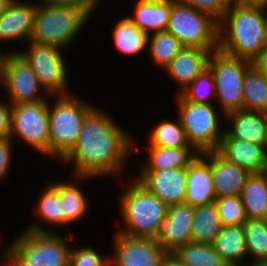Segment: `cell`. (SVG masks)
Masks as SVG:
<instances>
[{"label": "cell", "instance_id": "1", "mask_svg": "<svg viewBox=\"0 0 267 266\" xmlns=\"http://www.w3.org/2000/svg\"><path fill=\"white\" fill-rule=\"evenodd\" d=\"M107 112L96 106L85 117L76 144L59 162L64 167L72 165L71 176L113 178L114 181L125 177L126 164L134 151L139 150L141 142L137 143V136H131Z\"/></svg>", "mask_w": 267, "mask_h": 266}, {"label": "cell", "instance_id": "2", "mask_svg": "<svg viewBox=\"0 0 267 266\" xmlns=\"http://www.w3.org/2000/svg\"><path fill=\"white\" fill-rule=\"evenodd\" d=\"M267 45V9L234 2L218 21V49L252 62Z\"/></svg>", "mask_w": 267, "mask_h": 266}, {"label": "cell", "instance_id": "3", "mask_svg": "<svg viewBox=\"0 0 267 266\" xmlns=\"http://www.w3.org/2000/svg\"><path fill=\"white\" fill-rule=\"evenodd\" d=\"M123 179L118 183L124 189L117 195L121 227L117 226L116 231L130 237L156 239L167 217L168 206L134 177Z\"/></svg>", "mask_w": 267, "mask_h": 266}, {"label": "cell", "instance_id": "4", "mask_svg": "<svg viewBox=\"0 0 267 266\" xmlns=\"http://www.w3.org/2000/svg\"><path fill=\"white\" fill-rule=\"evenodd\" d=\"M24 230L2 249L1 266H69L72 232ZM67 233L70 234L67 236Z\"/></svg>", "mask_w": 267, "mask_h": 266}, {"label": "cell", "instance_id": "5", "mask_svg": "<svg viewBox=\"0 0 267 266\" xmlns=\"http://www.w3.org/2000/svg\"><path fill=\"white\" fill-rule=\"evenodd\" d=\"M101 4L103 2L98 7H74L36 2L33 28L28 42L69 50Z\"/></svg>", "mask_w": 267, "mask_h": 266}, {"label": "cell", "instance_id": "6", "mask_svg": "<svg viewBox=\"0 0 267 266\" xmlns=\"http://www.w3.org/2000/svg\"><path fill=\"white\" fill-rule=\"evenodd\" d=\"M80 94L50 96L49 159L60 162L74 147L82 130L85 117L97 106Z\"/></svg>", "mask_w": 267, "mask_h": 266}, {"label": "cell", "instance_id": "7", "mask_svg": "<svg viewBox=\"0 0 267 266\" xmlns=\"http://www.w3.org/2000/svg\"><path fill=\"white\" fill-rule=\"evenodd\" d=\"M175 96L176 115L191 147L198 154L217 151L225 128L220 121L225 119V115L221 114L216 104L194 103L181 94Z\"/></svg>", "mask_w": 267, "mask_h": 266}, {"label": "cell", "instance_id": "8", "mask_svg": "<svg viewBox=\"0 0 267 266\" xmlns=\"http://www.w3.org/2000/svg\"><path fill=\"white\" fill-rule=\"evenodd\" d=\"M166 31L185 47L218 50V21L183 0H171V12Z\"/></svg>", "mask_w": 267, "mask_h": 266}, {"label": "cell", "instance_id": "9", "mask_svg": "<svg viewBox=\"0 0 267 266\" xmlns=\"http://www.w3.org/2000/svg\"><path fill=\"white\" fill-rule=\"evenodd\" d=\"M12 48L11 52H18L30 65L41 86L50 96L73 93L69 88V64L67 65L64 55L66 49L35 42L26 43L25 50Z\"/></svg>", "mask_w": 267, "mask_h": 266}, {"label": "cell", "instance_id": "10", "mask_svg": "<svg viewBox=\"0 0 267 266\" xmlns=\"http://www.w3.org/2000/svg\"><path fill=\"white\" fill-rule=\"evenodd\" d=\"M251 66L252 62L230 56L219 49L211 53L208 68L215 80L216 105L222 114L243 109L244 77Z\"/></svg>", "mask_w": 267, "mask_h": 266}, {"label": "cell", "instance_id": "11", "mask_svg": "<svg viewBox=\"0 0 267 266\" xmlns=\"http://www.w3.org/2000/svg\"><path fill=\"white\" fill-rule=\"evenodd\" d=\"M11 139L49 158L48 100L12 105Z\"/></svg>", "mask_w": 267, "mask_h": 266}, {"label": "cell", "instance_id": "12", "mask_svg": "<svg viewBox=\"0 0 267 266\" xmlns=\"http://www.w3.org/2000/svg\"><path fill=\"white\" fill-rule=\"evenodd\" d=\"M0 90L6 93V100L11 105L34 103L50 98L33 69L18 52H10L6 56Z\"/></svg>", "mask_w": 267, "mask_h": 266}, {"label": "cell", "instance_id": "13", "mask_svg": "<svg viewBox=\"0 0 267 266\" xmlns=\"http://www.w3.org/2000/svg\"><path fill=\"white\" fill-rule=\"evenodd\" d=\"M111 266H161L168 253L156 239L130 237L115 231Z\"/></svg>", "mask_w": 267, "mask_h": 266}, {"label": "cell", "instance_id": "14", "mask_svg": "<svg viewBox=\"0 0 267 266\" xmlns=\"http://www.w3.org/2000/svg\"><path fill=\"white\" fill-rule=\"evenodd\" d=\"M134 178L168 207L184 203L187 167L166 170H137Z\"/></svg>", "mask_w": 267, "mask_h": 266}, {"label": "cell", "instance_id": "15", "mask_svg": "<svg viewBox=\"0 0 267 266\" xmlns=\"http://www.w3.org/2000/svg\"><path fill=\"white\" fill-rule=\"evenodd\" d=\"M13 0L6 12L0 16V45L19 42L28 43L32 33L36 2Z\"/></svg>", "mask_w": 267, "mask_h": 266}, {"label": "cell", "instance_id": "16", "mask_svg": "<svg viewBox=\"0 0 267 266\" xmlns=\"http://www.w3.org/2000/svg\"><path fill=\"white\" fill-rule=\"evenodd\" d=\"M194 214L195 208L185 203L168 207L167 217L156 238L168 253H174L179 247L192 242Z\"/></svg>", "mask_w": 267, "mask_h": 266}, {"label": "cell", "instance_id": "17", "mask_svg": "<svg viewBox=\"0 0 267 266\" xmlns=\"http://www.w3.org/2000/svg\"><path fill=\"white\" fill-rule=\"evenodd\" d=\"M69 180H52L49 184L56 190L59 195L61 208L63 212V228L66 226L68 232L71 224L80 222L88 215L90 203L87 193L81 187V181L84 183L93 177L70 176ZM78 182V183H77ZM80 183V184H79ZM85 216V217H84Z\"/></svg>", "mask_w": 267, "mask_h": 266}, {"label": "cell", "instance_id": "18", "mask_svg": "<svg viewBox=\"0 0 267 266\" xmlns=\"http://www.w3.org/2000/svg\"><path fill=\"white\" fill-rule=\"evenodd\" d=\"M213 51L198 47H184L162 71L172 84H176L180 94L197 76L208 68Z\"/></svg>", "mask_w": 267, "mask_h": 266}, {"label": "cell", "instance_id": "19", "mask_svg": "<svg viewBox=\"0 0 267 266\" xmlns=\"http://www.w3.org/2000/svg\"><path fill=\"white\" fill-rule=\"evenodd\" d=\"M217 152L228 162L241 167L249 174L267 172L265 146L230 138L224 132Z\"/></svg>", "mask_w": 267, "mask_h": 266}, {"label": "cell", "instance_id": "20", "mask_svg": "<svg viewBox=\"0 0 267 266\" xmlns=\"http://www.w3.org/2000/svg\"><path fill=\"white\" fill-rule=\"evenodd\" d=\"M216 198L210 161L203 154H198L187 166L184 203L196 208L212 204Z\"/></svg>", "mask_w": 267, "mask_h": 266}, {"label": "cell", "instance_id": "21", "mask_svg": "<svg viewBox=\"0 0 267 266\" xmlns=\"http://www.w3.org/2000/svg\"><path fill=\"white\" fill-rule=\"evenodd\" d=\"M228 123L224 132L238 140L252 142L254 145L265 146L267 142V113L238 110L224 116Z\"/></svg>", "mask_w": 267, "mask_h": 266}, {"label": "cell", "instance_id": "22", "mask_svg": "<svg viewBox=\"0 0 267 266\" xmlns=\"http://www.w3.org/2000/svg\"><path fill=\"white\" fill-rule=\"evenodd\" d=\"M202 154L210 161L216 197L240 195L247 178L251 174L228 162L217 151Z\"/></svg>", "mask_w": 267, "mask_h": 266}, {"label": "cell", "instance_id": "23", "mask_svg": "<svg viewBox=\"0 0 267 266\" xmlns=\"http://www.w3.org/2000/svg\"><path fill=\"white\" fill-rule=\"evenodd\" d=\"M39 194L40 195H37L39 198L36 199L35 206L32 207L36 220L29 222L30 224L23 230H30L33 232H56L57 229L63 228V212L59 195L48 182ZM48 227L52 228L49 229ZM53 228H56V231H54Z\"/></svg>", "mask_w": 267, "mask_h": 266}, {"label": "cell", "instance_id": "24", "mask_svg": "<svg viewBox=\"0 0 267 266\" xmlns=\"http://www.w3.org/2000/svg\"><path fill=\"white\" fill-rule=\"evenodd\" d=\"M134 4L133 14L127 17L148 36L166 30L171 0H137Z\"/></svg>", "mask_w": 267, "mask_h": 266}, {"label": "cell", "instance_id": "25", "mask_svg": "<svg viewBox=\"0 0 267 266\" xmlns=\"http://www.w3.org/2000/svg\"><path fill=\"white\" fill-rule=\"evenodd\" d=\"M147 160L138 163V170H166L187 167L198 155L192 147L166 148L147 146Z\"/></svg>", "mask_w": 267, "mask_h": 266}, {"label": "cell", "instance_id": "26", "mask_svg": "<svg viewBox=\"0 0 267 266\" xmlns=\"http://www.w3.org/2000/svg\"><path fill=\"white\" fill-rule=\"evenodd\" d=\"M212 245L228 265H248L243 225L223 226Z\"/></svg>", "mask_w": 267, "mask_h": 266}, {"label": "cell", "instance_id": "27", "mask_svg": "<svg viewBox=\"0 0 267 266\" xmlns=\"http://www.w3.org/2000/svg\"><path fill=\"white\" fill-rule=\"evenodd\" d=\"M113 26L112 40L115 50L124 56H135L147 51L148 35L135 25L127 16Z\"/></svg>", "mask_w": 267, "mask_h": 266}, {"label": "cell", "instance_id": "28", "mask_svg": "<svg viewBox=\"0 0 267 266\" xmlns=\"http://www.w3.org/2000/svg\"><path fill=\"white\" fill-rule=\"evenodd\" d=\"M248 219H267V172L251 174L240 193Z\"/></svg>", "mask_w": 267, "mask_h": 266}, {"label": "cell", "instance_id": "29", "mask_svg": "<svg viewBox=\"0 0 267 266\" xmlns=\"http://www.w3.org/2000/svg\"><path fill=\"white\" fill-rule=\"evenodd\" d=\"M222 227L215 203L196 207L191 226V240L195 243L212 244Z\"/></svg>", "mask_w": 267, "mask_h": 266}, {"label": "cell", "instance_id": "30", "mask_svg": "<svg viewBox=\"0 0 267 266\" xmlns=\"http://www.w3.org/2000/svg\"><path fill=\"white\" fill-rule=\"evenodd\" d=\"M176 119L160 118L158 123L151 128L149 135L146 137L148 140L147 146H159L166 148H181L191 147L189 144L186 133L181 125L178 116Z\"/></svg>", "mask_w": 267, "mask_h": 266}, {"label": "cell", "instance_id": "31", "mask_svg": "<svg viewBox=\"0 0 267 266\" xmlns=\"http://www.w3.org/2000/svg\"><path fill=\"white\" fill-rule=\"evenodd\" d=\"M243 109L267 113V76L253 65L244 77Z\"/></svg>", "mask_w": 267, "mask_h": 266}, {"label": "cell", "instance_id": "32", "mask_svg": "<svg viewBox=\"0 0 267 266\" xmlns=\"http://www.w3.org/2000/svg\"><path fill=\"white\" fill-rule=\"evenodd\" d=\"M185 46L170 32L160 31L148 36L147 53L155 67L164 68Z\"/></svg>", "mask_w": 267, "mask_h": 266}, {"label": "cell", "instance_id": "33", "mask_svg": "<svg viewBox=\"0 0 267 266\" xmlns=\"http://www.w3.org/2000/svg\"><path fill=\"white\" fill-rule=\"evenodd\" d=\"M243 228L248 264L267 261V219H247Z\"/></svg>", "mask_w": 267, "mask_h": 266}, {"label": "cell", "instance_id": "34", "mask_svg": "<svg viewBox=\"0 0 267 266\" xmlns=\"http://www.w3.org/2000/svg\"><path fill=\"white\" fill-rule=\"evenodd\" d=\"M175 255L186 266H227L212 244L189 242L179 247Z\"/></svg>", "mask_w": 267, "mask_h": 266}, {"label": "cell", "instance_id": "35", "mask_svg": "<svg viewBox=\"0 0 267 266\" xmlns=\"http://www.w3.org/2000/svg\"><path fill=\"white\" fill-rule=\"evenodd\" d=\"M180 94L190 102L216 104L215 80L211 70H204Z\"/></svg>", "mask_w": 267, "mask_h": 266}, {"label": "cell", "instance_id": "36", "mask_svg": "<svg viewBox=\"0 0 267 266\" xmlns=\"http://www.w3.org/2000/svg\"><path fill=\"white\" fill-rule=\"evenodd\" d=\"M214 203L223 226H241L247 221L248 217L240 195L216 198Z\"/></svg>", "mask_w": 267, "mask_h": 266}, {"label": "cell", "instance_id": "37", "mask_svg": "<svg viewBox=\"0 0 267 266\" xmlns=\"http://www.w3.org/2000/svg\"><path fill=\"white\" fill-rule=\"evenodd\" d=\"M71 247L69 266H111L110 256L102 255L92 245Z\"/></svg>", "mask_w": 267, "mask_h": 266}, {"label": "cell", "instance_id": "38", "mask_svg": "<svg viewBox=\"0 0 267 266\" xmlns=\"http://www.w3.org/2000/svg\"><path fill=\"white\" fill-rule=\"evenodd\" d=\"M196 10L208 13L219 21L234 0H183Z\"/></svg>", "mask_w": 267, "mask_h": 266}, {"label": "cell", "instance_id": "39", "mask_svg": "<svg viewBox=\"0 0 267 266\" xmlns=\"http://www.w3.org/2000/svg\"><path fill=\"white\" fill-rule=\"evenodd\" d=\"M14 144L16 143L11 138L0 139V180L2 182L6 180L12 169Z\"/></svg>", "mask_w": 267, "mask_h": 266}, {"label": "cell", "instance_id": "40", "mask_svg": "<svg viewBox=\"0 0 267 266\" xmlns=\"http://www.w3.org/2000/svg\"><path fill=\"white\" fill-rule=\"evenodd\" d=\"M0 99V139L11 138L12 132V105Z\"/></svg>", "mask_w": 267, "mask_h": 266}, {"label": "cell", "instance_id": "41", "mask_svg": "<svg viewBox=\"0 0 267 266\" xmlns=\"http://www.w3.org/2000/svg\"><path fill=\"white\" fill-rule=\"evenodd\" d=\"M105 0H40L47 4L69 5L74 7H98Z\"/></svg>", "mask_w": 267, "mask_h": 266}, {"label": "cell", "instance_id": "42", "mask_svg": "<svg viewBox=\"0 0 267 266\" xmlns=\"http://www.w3.org/2000/svg\"><path fill=\"white\" fill-rule=\"evenodd\" d=\"M252 65L262 74L267 76V45L258 56L252 61Z\"/></svg>", "mask_w": 267, "mask_h": 266}, {"label": "cell", "instance_id": "43", "mask_svg": "<svg viewBox=\"0 0 267 266\" xmlns=\"http://www.w3.org/2000/svg\"><path fill=\"white\" fill-rule=\"evenodd\" d=\"M161 266H186L174 253H167Z\"/></svg>", "mask_w": 267, "mask_h": 266}, {"label": "cell", "instance_id": "44", "mask_svg": "<svg viewBox=\"0 0 267 266\" xmlns=\"http://www.w3.org/2000/svg\"><path fill=\"white\" fill-rule=\"evenodd\" d=\"M234 2L246 6H253V7H260L267 9V0H234Z\"/></svg>", "mask_w": 267, "mask_h": 266}, {"label": "cell", "instance_id": "45", "mask_svg": "<svg viewBox=\"0 0 267 266\" xmlns=\"http://www.w3.org/2000/svg\"><path fill=\"white\" fill-rule=\"evenodd\" d=\"M11 52V50H5L3 51V49L1 50L0 48V82L2 80L3 77V70H4V63H5V59L6 56Z\"/></svg>", "mask_w": 267, "mask_h": 266}, {"label": "cell", "instance_id": "46", "mask_svg": "<svg viewBox=\"0 0 267 266\" xmlns=\"http://www.w3.org/2000/svg\"><path fill=\"white\" fill-rule=\"evenodd\" d=\"M13 0H0V16L4 14Z\"/></svg>", "mask_w": 267, "mask_h": 266}, {"label": "cell", "instance_id": "47", "mask_svg": "<svg viewBox=\"0 0 267 266\" xmlns=\"http://www.w3.org/2000/svg\"><path fill=\"white\" fill-rule=\"evenodd\" d=\"M247 266H267V261L257 262L254 264H248Z\"/></svg>", "mask_w": 267, "mask_h": 266}, {"label": "cell", "instance_id": "48", "mask_svg": "<svg viewBox=\"0 0 267 266\" xmlns=\"http://www.w3.org/2000/svg\"><path fill=\"white\" fill-rule=\"evenodd\" d=\"M265 158H266V163H267V142H266V145H265Z\"/></svg>", "mask_w": 267, "mask_h": 266}, {"label": "cell", "instance_id": "49", "mask_svg": "<svg viewBox=\"0 0 267 266\" xmlns=\"http://www.w3.org/2000/svg\"><path fill=\"white\" fill-rule=\"evenodd\" d=\"M2 264V253L0 254V266Z\"/></svg>", "mask_w": 267, "mask_h": 266}, {"label": "cell", "instance_id": "50", "mask_svg": "<svg viewBox=\"0 0 267 266\" xmlns=\"http://www.w3.org/2000/svg\"><path fill=\"white\" fill-rule=\"evenodd\" d=\"M227 266H247V265H227Z\"/></svg>", "mask_w": 267, "mask_h": 266}, {"label": "cell", "instance_id": "51", "mask_svg": "<svg viewBox=\"0 0 267 266\" xmlns=\"http://www.w3.org/2000/svg\"><path fill=\"white\" fill-rule=\"evenodd\" d=\"M1 238H3V237H2V234L0 233V244L3 242V241H1Z\"/></svg>", "mask_w": 267, "mask_h": 266}]
</instances>
